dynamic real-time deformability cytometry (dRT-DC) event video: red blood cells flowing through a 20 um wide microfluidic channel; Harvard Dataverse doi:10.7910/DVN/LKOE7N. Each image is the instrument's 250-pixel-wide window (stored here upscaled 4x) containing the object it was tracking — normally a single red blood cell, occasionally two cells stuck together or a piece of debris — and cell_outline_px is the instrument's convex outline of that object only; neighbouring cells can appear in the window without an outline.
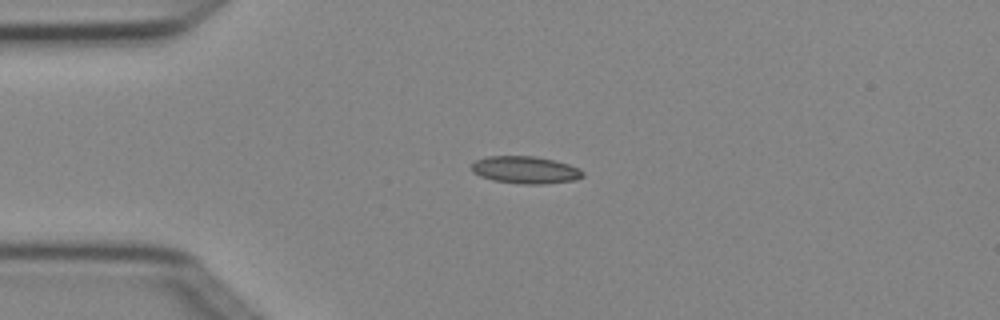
{"species": "Egyptian fruit bat (a non-hibernating species)", "species_latin": "Rousettus aegyptiacus", "temperature_condition": "cold", "stored_images_in_passage": 4, "camera_frame_rate_fps": 3000, "um_per_image_px": 0.085, "animal": {"sex": "female"}, "frame": {"image": 1, "passage_image": 3, "time_ms": 0.667, "image_size_px": [1000, 320], "cell_outline_px": [[584, 176], [576, 180], [544, 184], [524, 184], [492, 180], [480, 176], [472, 172], [472, 164], [476, 160], [488, 156], [536, 156], [568, 164], [580, 168], [584, 172]], "centroid_in_image_um": [44.67, 14.44], "position_along_channel_um": 40.3, "area_um2": 17.74}}